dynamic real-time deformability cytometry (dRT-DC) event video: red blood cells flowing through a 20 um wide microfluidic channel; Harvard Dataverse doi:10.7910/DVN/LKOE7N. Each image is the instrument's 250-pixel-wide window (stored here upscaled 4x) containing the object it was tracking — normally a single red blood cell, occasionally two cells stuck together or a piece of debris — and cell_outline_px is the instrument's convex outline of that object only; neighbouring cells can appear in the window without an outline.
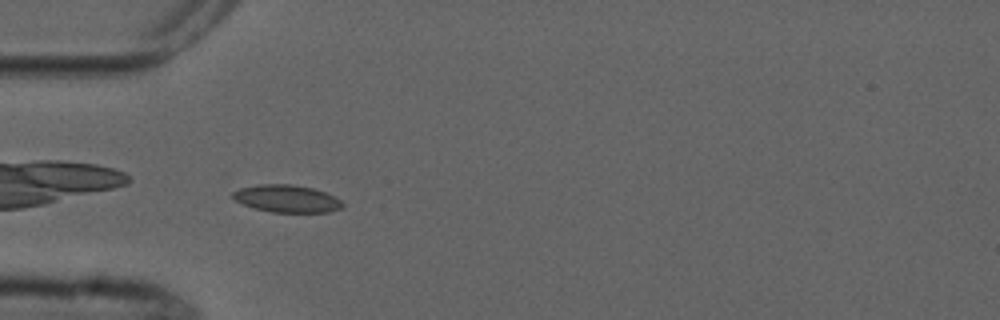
{"species": "common noctule bat (a hibernating species)", "species_latin": "Nyctalus noctula", "temperature_condition": "cold", "stored_images_in_passage": 6, "camera_frame_rate_fps": 3000, "um_per_image_px": 0.085, "animal": {"sex": "male", "forearm_length_mm": 52.5}, "frame": {"image": 1, "passage_image": 5, "time_ms": 4.667, "image_size_px": [1000, 320], "cell_outline_px": [[344, 208], [328, 212], [272, 212], [256, 208], [244, 204], [236, 200], [232, 196], [232, 192], [240, 188], [256, 184], [292, 184], [312, 188], [336, 196], [344, 204]], "centroid_in_image_um": [24.41, 16.88], "position_along_channel_um": 60.6, "area_um2": 17.51}}
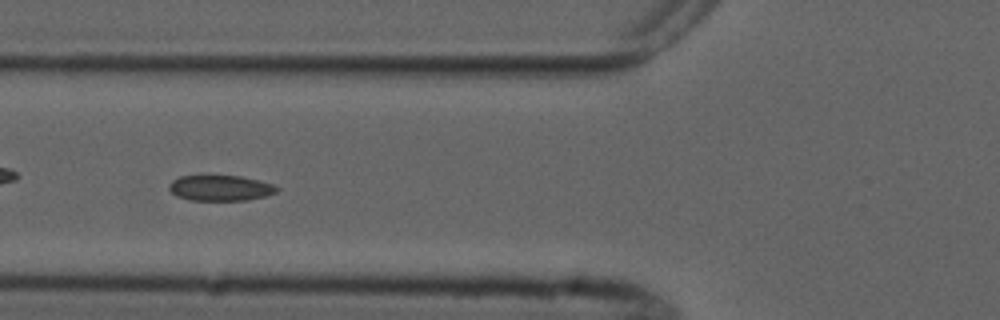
{"frame": {"image": 2, "passage_image": 6, "time_ms": 6.0, "image_size_px": [1000, 320], "cell_outline_px": [[280, 188], [276, 192], [264, 196], [248, 200], [188, 200], [176, 196], [168, 188], [168, 184], [172, 180], [180, 176], [240, 176], [272, 184]], "centroid_in_image_um": [18.69, 15.98], "position_along_channel_um": 107.1, "area_um2": 15.95}}